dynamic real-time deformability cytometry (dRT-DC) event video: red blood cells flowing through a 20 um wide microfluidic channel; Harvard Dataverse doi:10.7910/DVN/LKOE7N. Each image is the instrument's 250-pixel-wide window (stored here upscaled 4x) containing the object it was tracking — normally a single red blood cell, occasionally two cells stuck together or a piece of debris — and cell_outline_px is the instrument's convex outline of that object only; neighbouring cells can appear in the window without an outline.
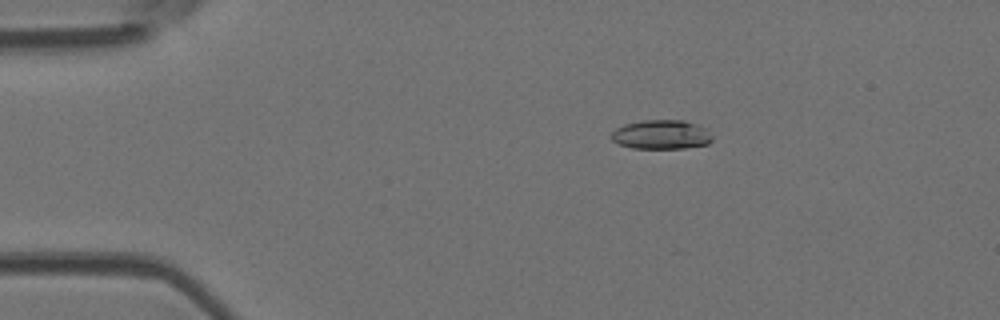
{"species": "Egyptian fruit bat (a non-hibernating species)", "species_latin": "Rousettus aegyptiacus", "temperature_condition": "room temperature", "stored_images_in_passage": 4, "camera_frame_rate_fps": 3000, "um_per_image_px": 0.085, "animal": {"sex": "female"}, "frame": {"image": 1, "passage_image": 1, "time_ms": 0.0, "image_size_px": [1000, 320], "cell_outline_px": [[712, 140], [708, 144], [684, 148], [632, 148], [620, 144], [612, 140], [608, 136], [616, 128], [624, 124], [640, 120], [684, 120], [696, 124], [704, 128], [712, 136]], "centroid_in_image_um": [56.17, 11.43], "position_along_channel_um": 28.8, "area_um2": 17.22}}
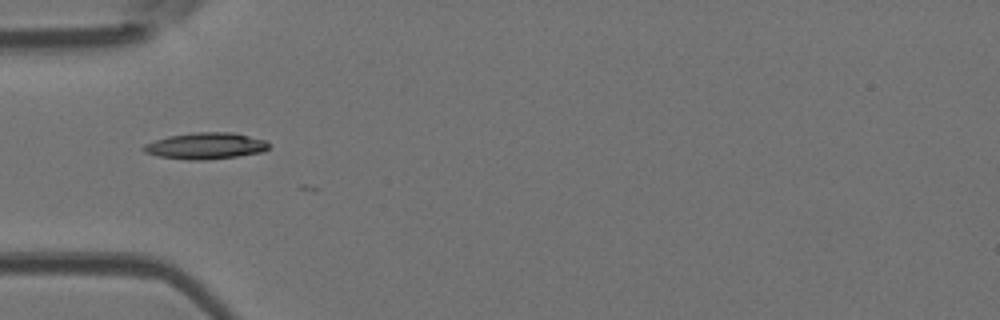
{"frame": {"image": 2, "passage_image": 3, "time_ms": 0.667, "image_size_px": [1000, 320], "cell_outline_px": [[268, 148], [264, 152], [236, 156], [204, 160], [188, 160], [160, 156], [144, 152], [140, 148], [144, 144], [168, 136], [196, 132], [236, 132], [264, 140], [268, 144]], "centroid_in_image_um": [17.47, 12.39], "position_along_channel_um": 67.5, "area_um2": 19.25}}
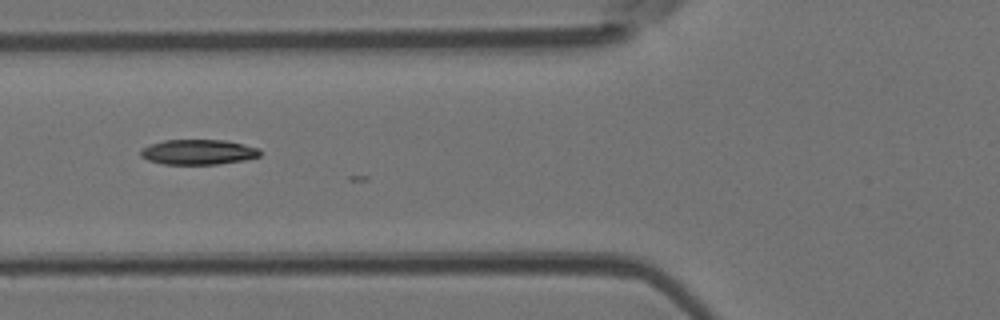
{"frame": {"image": 3, "passage_image": 4, "time_ms": 1.0, "image_size_px": [1000, 320], "cell_outline_px": [[260, 156], [244, 160], [216, 164], [164, 164], [148, 160], [140, 156], [140, 152], [144, 148], [152, 144], [164, 140], [224, 140], [244, 144], [260, 148]], "centroid_in_image_um": [16.88, 12.92], "position_along_channel_um": 108.9, "area_um2": 17.34}}